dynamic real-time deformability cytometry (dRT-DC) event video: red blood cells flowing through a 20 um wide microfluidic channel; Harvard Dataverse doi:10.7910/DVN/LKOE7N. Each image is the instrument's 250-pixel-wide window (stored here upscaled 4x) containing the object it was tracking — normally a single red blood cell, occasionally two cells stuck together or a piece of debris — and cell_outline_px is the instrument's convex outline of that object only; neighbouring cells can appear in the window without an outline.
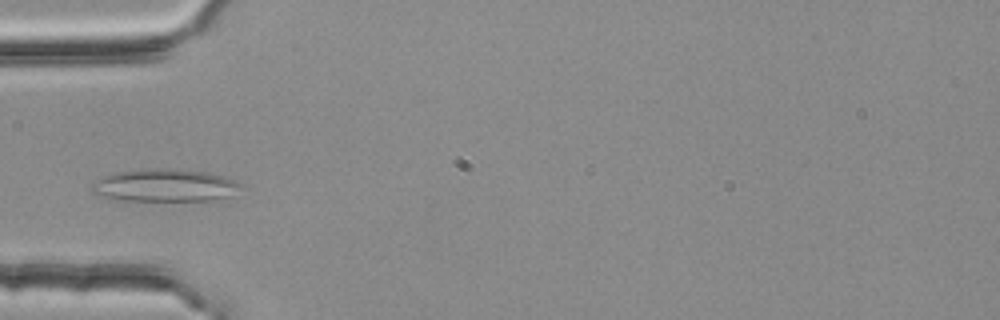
{"species": "common noctule bat (a hibernating species)", "species_latin": "Nyctalus noctula", "temperature_condition": "room temperature", "stored_images_in_passage": 4, "camera_frame_rate_fps": 3000, "um_per_image_px": 0.085, "animal": {"sex": "female", "body_mass_g": 25.1}, "frame": {"image": 1, "passage_image": 4, "time_ms": 1.0, "image_size_px": [1000, 320], "cell_outline_px": [[244, 184], [228, 196], [216, 200], [112, 200], [100, 196], [92, 192], [88, 188], [100, 176], [120, 172], [144, 168], [176, 168], [208, 172], [224, 176], [236, 180]], "centroid_in_image_um": [13.96, 15.74], "position_along_channel_um": 71.0, "area_um2": 28.67}}